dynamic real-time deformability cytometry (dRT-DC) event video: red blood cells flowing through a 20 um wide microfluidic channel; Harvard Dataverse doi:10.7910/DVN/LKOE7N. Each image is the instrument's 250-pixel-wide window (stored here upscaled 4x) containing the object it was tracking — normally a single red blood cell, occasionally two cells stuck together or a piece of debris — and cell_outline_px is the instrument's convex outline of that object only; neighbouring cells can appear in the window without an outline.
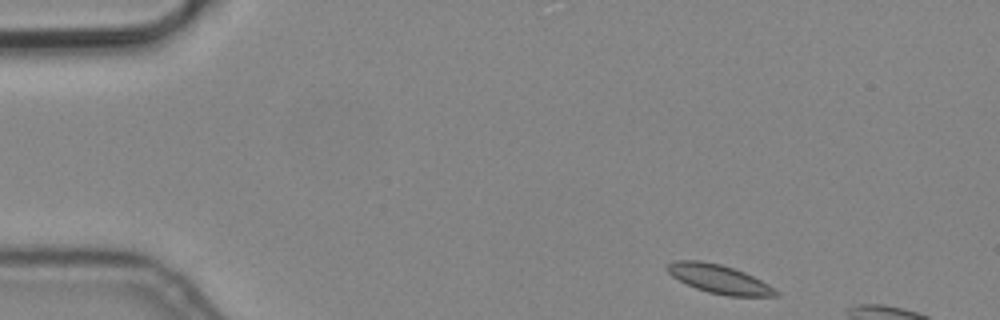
{"species": "common noctule bat (a hibernating species)", "species_latin": "Nyctalus noctula", "temperature_condition": "cold", "stored_images_in_passage": 3, "camera_frame_rate_fps": 3000, "um_per_image_px": 0.085, "animal": {"sex": "male", "body_mass_g": 19.2, "forearm_length_mm": 51.8}, "frame": {"image": 1, "passage_image": 1, "time_ms": 0.0, "image_size_px": [1000, 320], "cell_outline_px": [[780, 296], [728, 296], [708, 292], [696, 288], [672, 276], [664, 268], [668, 264], [676, 260], [700, 260], [720, 264], [744, 272], [768, 284], [780, 292]], "centroid_in_image_um": [61.13, 23.72], "position_along_channel_um": 23.9, "area_um2": 18.03}}